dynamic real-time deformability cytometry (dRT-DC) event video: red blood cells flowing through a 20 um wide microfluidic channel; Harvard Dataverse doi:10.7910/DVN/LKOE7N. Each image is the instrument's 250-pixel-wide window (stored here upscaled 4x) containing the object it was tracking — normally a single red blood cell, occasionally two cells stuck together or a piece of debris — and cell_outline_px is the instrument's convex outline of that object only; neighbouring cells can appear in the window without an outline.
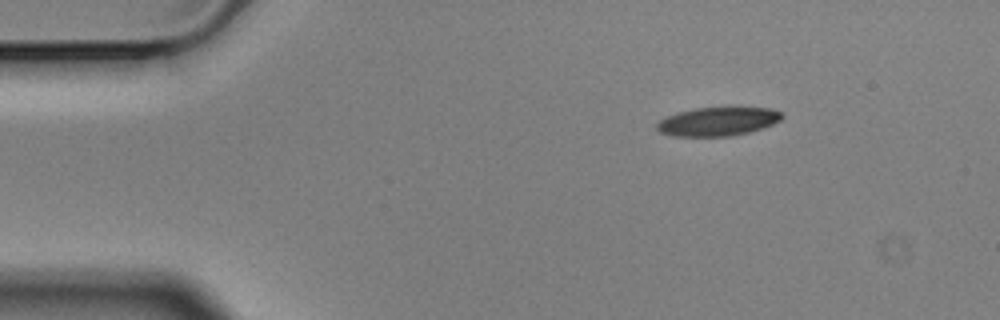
{"species": "Egyptian fruit bat (a non-hibernating species)", "species_latin": "Rousettus aegyptiacus", "temperature_condition": "cold", "stored_images_in_passage": 49, "camera_frame_rate_fps": 3000, "um_per_image_px": 0.085, "animal": {"sex": "male"}, "frame": {"image": 1, "passage_image": 1, "time_ms": 0.0, "image_size_px": [1000, 320], "cell_outline_px": [[784, 116], [780, 120], [772, 124], [748, 132], [728, 136], [672, 136], [660, 132], [656, 128], [656, 124], [660, 120], [676, 112], [696, 108], [724, 104], [732, 104], [768, 108], [780, 112]], "centroid_in_image_um": [61.02, 10.26], "position_along_channel_um": 24.0, "area_um2": 21.73}}
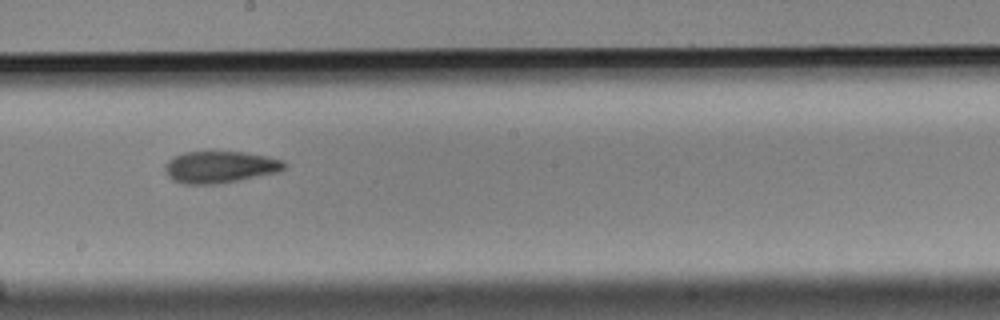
{"frame": {"image": 2, "passage_image": 24, "time_ms": 7.667, "image_size_px": [1000, 320], "cell_outline_px": [[288, 164], [280, 172], [240, 180], [216, 184], [184, 184], [172, 180], [168, 176], [164, 168], [164, 164], [172, 156], [184, 152], [240, 152], [264, 156], [284, 160]], "centroid_in_image_um": [18.68, 14.2], "position_along_channel_um": 229.5, "area_um2": 22.25}}
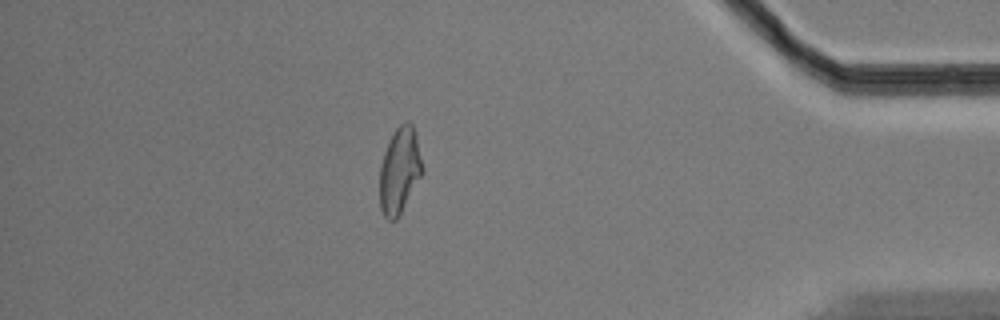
{"frame": {"image": 3, "passage_image": 42, "time_ms": 13.667, "image_size_px": [1000, 320], "cell_outline_px": [[424, 172], [396, 220], [388, 220], [384, 216], [380, 208], [380, 164], [388, 140], [396, 128], [404, 120], [408, 120], [412, 124], [416, 136]], "centroid_in_image_um": [33.96, 14.47], "position_along_channel_um": 401.2, "area_um2": 21.44}, "authors_computed_cell_mechanics": {"area_um2": 21.9062, "velocity_mm_per_s": 3.546, "shape_relaxation_time_tau1_ms": 5.7308, "shape_relaxation_time_tau2_ms": 5.2376, "deformation_change_tau1": 0.1802, "deformation_change_tau2": 0.1363}}